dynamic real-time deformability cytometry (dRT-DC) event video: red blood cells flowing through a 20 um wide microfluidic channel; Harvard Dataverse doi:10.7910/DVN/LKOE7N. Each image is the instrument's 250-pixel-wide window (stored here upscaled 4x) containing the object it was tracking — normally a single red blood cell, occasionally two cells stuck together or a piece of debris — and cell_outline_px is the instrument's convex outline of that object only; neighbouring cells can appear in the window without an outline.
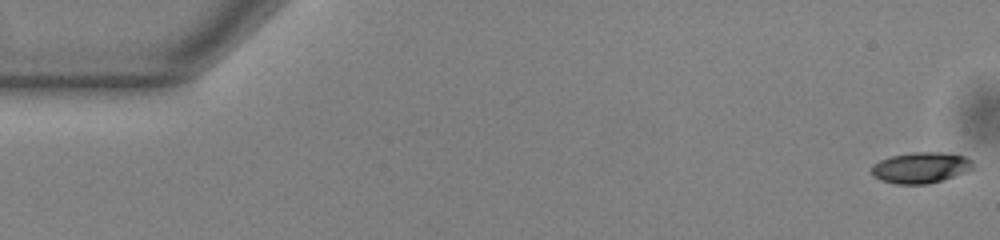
{"species": "common noctule bat (a hibernating species)", "species_latin": "Nyctalus noctula", "temperature_condition": "warm", "stored_images_in_passage": 53, "camera_frame_rate_fps": 3000, "um_per_image_px": 0.085, "animal": {"sex": "male", "body_mass_g": 13.0, "forearm_length_mm": 53.1}, "frame": {"image": 1, "passage_image": 1, "time_ms": 0.0, "image_size_px": [1000, 240], "cell_outline_px": [[976, 164], [972, 168], [964, 172], [928, 184], [896, 184], [880, 180], [872, 176], [872, 164], [880, 160], [892, 156], [912, 152], [940, 152], [964, 156], [972, 160]], "centroid_in_image_um": [78.23, 14.25], "position_along_channel_um": 6.8, "area_um2": 18.21}}
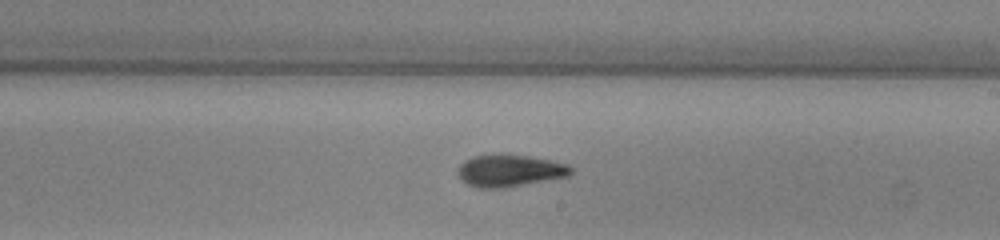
{"frame": {"image": 2, "passage_image": 31, "time_ms": 10.0, "image_size_px": [1000, 240], "cell_outline_px": [[572, 172], [568, 176], [504, 188], [476, 188], [468, 184], [456, 172], [460, 164], [464, 160], [472, 156], [528, 156], [568, 164], [572, 168]], "centroid_in_image_um": [43.31, 14.53], "position_along_channel_um": 245.7, "area_um2": 20.58}}
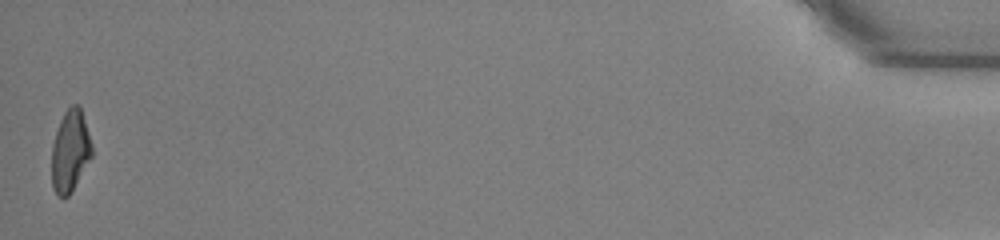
{"frame": {"image": 3, "passage_image": 53, "time_ms": 17.333, "image_size_px": [1000, 240], "cell_outline_px": [[92, 156], [72, 192], [68, 196], [60, 196], [52, 188], [52, 144], [60, 120], [64, 112], [72, 104], [80, 104], [92, 144]], "centroid_in_image_um": [5.98, 12.82], "position_along_channel_um": 429.2, "area_um2": 19.19}, "authors_computed_cell_mechanics": {"area_um2": 19.8832, "velocity_mm_per_s": 3.8771, "shape_relaxation_time_tau1_ms": 6.8062, "shape_relaxation_time_tau2_ms": 3.6982, "deformation_change_tau1": 0.2026, "deformation_change_tau2": 0.1239}}